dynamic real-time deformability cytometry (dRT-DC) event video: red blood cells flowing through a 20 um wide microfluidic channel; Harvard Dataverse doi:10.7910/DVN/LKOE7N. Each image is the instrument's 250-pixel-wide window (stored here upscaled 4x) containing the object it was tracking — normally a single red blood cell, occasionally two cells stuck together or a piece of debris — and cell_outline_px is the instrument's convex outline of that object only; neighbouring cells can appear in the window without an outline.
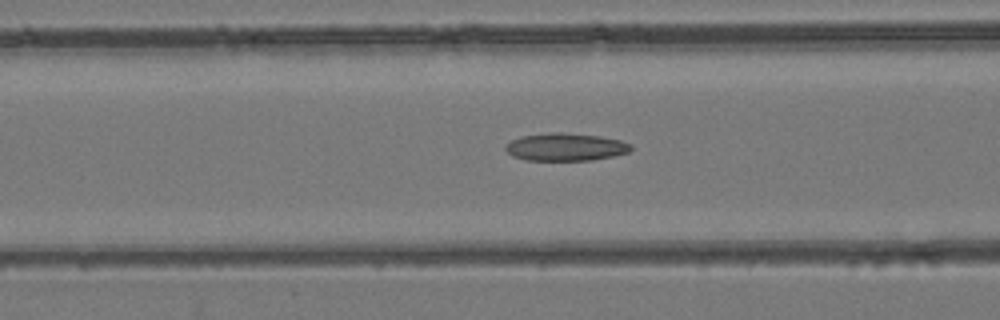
{"species": "common noctule bat (a hibernating species)", "species_latin": "Nyctalus noctula", "temperature_condition": "room temperature", "stored_images_in_passage": 49, "camera_frame_rate_fps": 3000, "um_per_image_px": 0.085, "animal": {"sex": "female", "body_mass_g": 24.6, "forearm_length_mm": 56.2}, "frame": {"image": 1, "passage_image": 20, "time_ms": 6.333, "image_size_px": [1000, 320], "cell_outline_px": [[632, 148], [628, 152], [612, 156], [592, 160], [524, 160], [512, 156], [504, 148], [512, 140], [520, 136], [548, 132], [560, 132], [600, 136], [620, 140], [632, 144]], "centroid_in_image_um": [48.06, 12.49], "position_along_channel_um": 118.5, "area_um2": 20.23}}
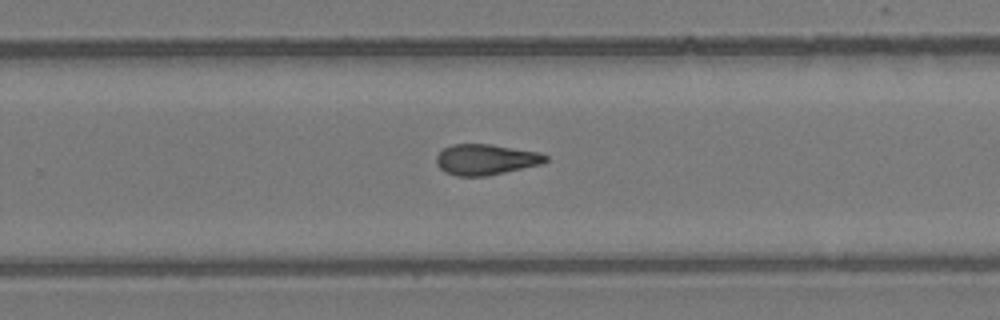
{"frame": {"image": 2, "passage_image": 32, "time_ms": 10.333, "image_size_px": [1000, 320], "cell_outline_px": [[548, 160], [544, 164], [488, 176], [456, 176], [444, 172], [436, 164], [436, 156], [444, 148], [452, 144], [492, 144], [540, 152], [548, 156]], "centroid_in_image_um": [41.32, 13.56], "position_along_channel_um": 288.5, "area_um2": 19.88}}
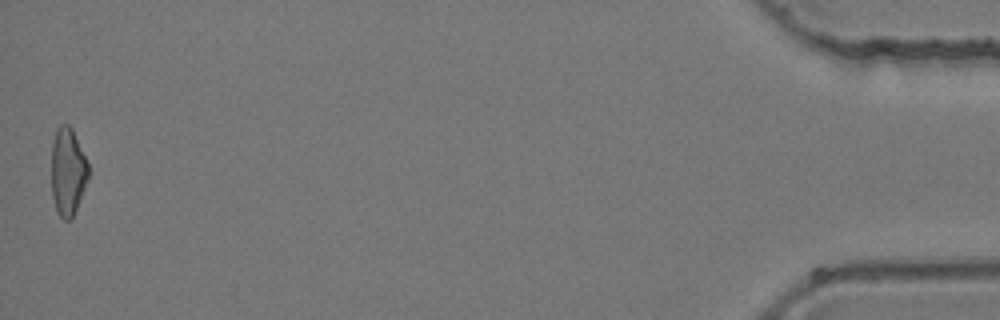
{"frame": {"image": 3, "passage_image": 49, "time_ms": 16.0, "image_size_px": [1000, 320], "cell_outline_px": [[88, 180], [76, 208], [72, 216], [68, 220], [64, 220], [56, 212], [52, 196], [52, 144], [56, 128], [60, 124], [68, 124], [72, 128], [88, 164]], "centroid_in_image_um": [5.75, 14.57], "position_along_channel_um": 429.5, "area_um2": 18.73}}